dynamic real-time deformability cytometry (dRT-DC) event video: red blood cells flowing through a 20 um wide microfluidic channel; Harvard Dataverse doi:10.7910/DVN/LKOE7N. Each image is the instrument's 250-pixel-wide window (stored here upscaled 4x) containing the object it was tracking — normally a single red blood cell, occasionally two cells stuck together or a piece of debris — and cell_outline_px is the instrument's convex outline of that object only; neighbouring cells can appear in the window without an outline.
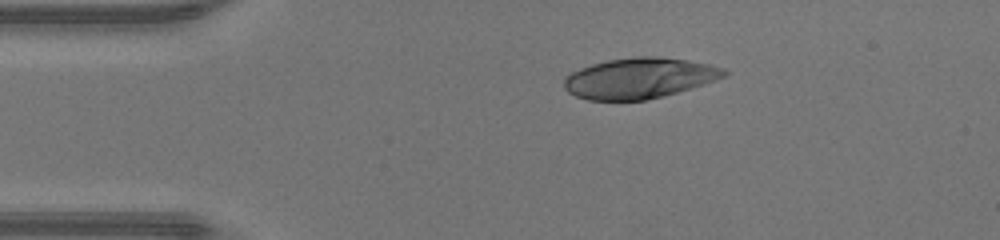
{"species": "human", "species_latin": "Homo sapiens", "temperature_condition": "warm", "stored_images_in_passage": 39, "camera_frame_rate_fps": 3000, "um_per_image_px": 0.085, "donor": {"sex": "male"}, "frame": {"image": 1, "passage_image": 1, "time_ms": 0.0, "image_size_px": [1000, 240], "cell_outline_px": [[728, 72], [724, 76], [704, 84], [664, 96], [644, 100], [588, 100], [576, 96], [568, 92], [564, 88], [564, 80], [572, 72], [580, 68], [592, 64], [608, 60], [636, 56], [656, 56], [688, 60], [708, 64], [724, 68]], "centroid_in_image_um": [54.34, 6.64], "position_along_channel_um": 30.7, "area_um2": 37.69}}
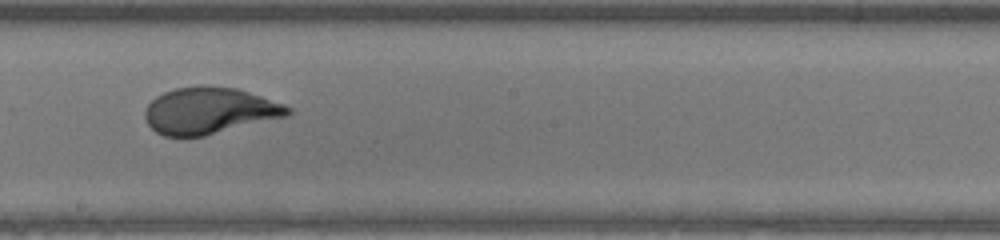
{"frame": {"image": 2, "passage_image": 18, "time_ms": 5.667, "image_size_px": [1000, 240], "cell_outline_px": [[292, 112], [288, 116], [204, 136], [164, 136], [156, 132], [148, 124], [144, 116], [144, 112], [148, 104], [156, 96], [164, 92], [176, 88], [200, 84], [204, 84], [236, 88], [284, 104], [292, 108]], "centroid_in_image_um": [17.79, 9.4], "position_along_channel_um": 230.4, "area_um2": 38.9}}
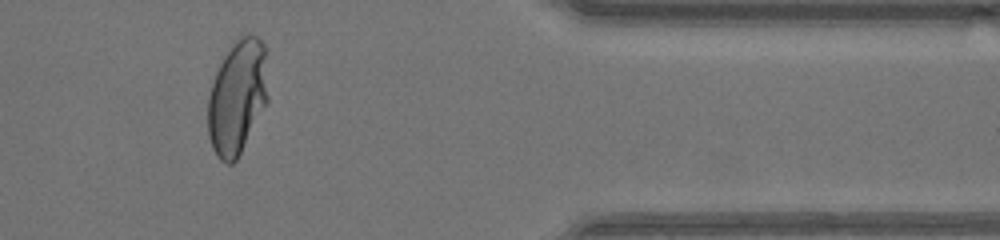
{"frame": {"image": 3, "passage_image": 31, "time_ms": 10.0, "image_size_px": [1000, 240], "cell_outline_px": [[268, 100], [236, 160], [232, 164], [228, 164], [220, 160], [216, 156], [212, 148], [208, 136], [208, 100], [212, 84], [216, 72], [224, 56], [232, 44], [240, 36], [256, 36], [268, 48]], "centroid_in_image_um": [20.2, 8.23], "position_along_channel_um": 391.2, "area_um2": 40.29}, "authors_computed_cell_mechanics": {"area_um2": 39.3618, "velocity_mm_per_s": 4.3596, "shape_relaxation_time_tau1_ms": 6.6866, "shape_relaxation_time_tau2_ms": null, "deformation_change_tau1": 0.3453, "deformation_change_tau2": null}}